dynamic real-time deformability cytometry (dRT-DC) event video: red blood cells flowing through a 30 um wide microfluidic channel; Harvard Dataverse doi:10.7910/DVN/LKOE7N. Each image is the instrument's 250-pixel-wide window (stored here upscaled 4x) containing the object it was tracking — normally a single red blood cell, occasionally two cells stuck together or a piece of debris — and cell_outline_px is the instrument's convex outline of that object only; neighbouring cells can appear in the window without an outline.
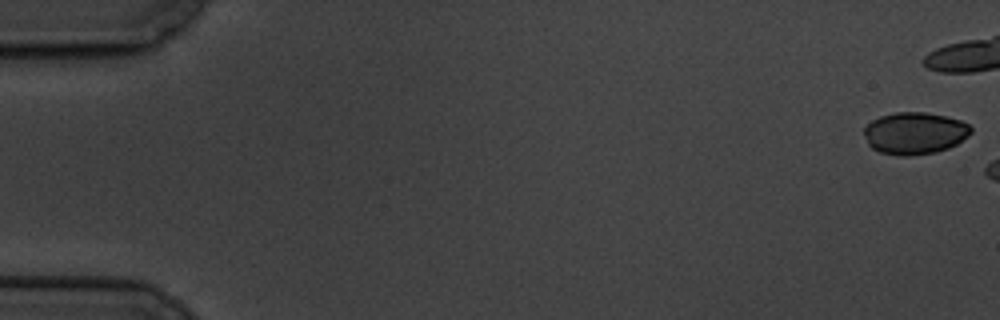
{"species": "common noctule bat (a hibernating species)", "species_latin": "Nyctalus noctula", "temperature_condition": "cold", "stored_images_in_passage": 4, "camera_frame_rate_fps": 3000, "um_per_image_px": 0.085, "animal": {"sex": "male", "body_mass_g": 19.5, "forearm_length_mm": 54.6}, "frame": {"image": 1, "passage_image": 1, "time_ms": 0.0, "image_size_px": [1000, 320], "cell_outline_px": [[972, 132], [968, 136], [956, 144], [948, 148], [936, 152], [908, 156], [900, 156], [880, 152], [872, 148], [868, 144], [864, 136], [864, 128], [872, 120], [880, 116], [896, 112], [924, 112], [944, 116], [960, 120], [968, 124], [972, 128]], "centroid_in_image_um": [77.74, 11.32], "position_along_channel_um": 7.3, "area_um2": 26.18}}